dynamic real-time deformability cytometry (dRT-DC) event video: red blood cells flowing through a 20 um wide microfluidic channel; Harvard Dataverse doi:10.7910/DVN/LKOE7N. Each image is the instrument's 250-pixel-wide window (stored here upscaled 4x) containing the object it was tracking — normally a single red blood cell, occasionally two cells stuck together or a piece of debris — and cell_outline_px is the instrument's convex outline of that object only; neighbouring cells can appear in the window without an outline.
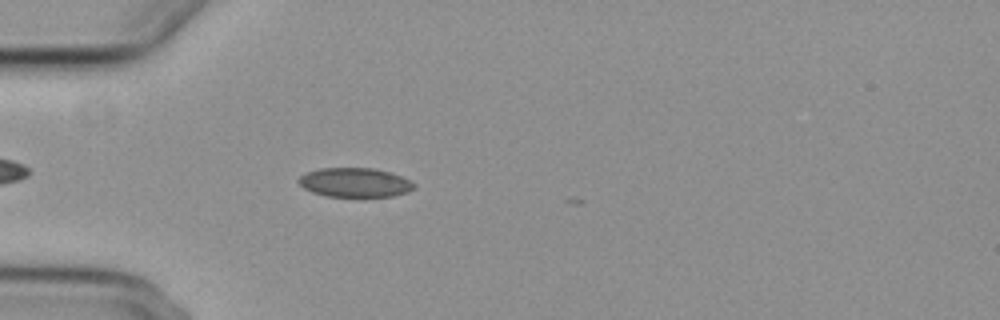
{"species": "common noctule bat (a hibernating species)", "species_latin": "Nyctalus noctula", "temperature_condition": "cold", "stored_images_in_passage": 35, "camera_frame_rate_fps": 3000, "um_per_image_px": 0.085, "animal": {"sex": "female", "body_mass_g": 29.2, "forearm_length_mm": 56.3}, "frame": {"image": 1, "passage_image": 4, "time_ms": 1.0, "image_size_px": [1000, 320], "cell_outline_px": [[416, 188], [408, 192], [392, 196], [328, 196], [312, 192], [304, 188], [296, 180], [300, 176], [308, 172], [320, 168], [372, 168], [392, 172], [416, 184]], "centroid_in_image_um": [30.18, 15.5], "position_along_channel_um": 54.8, "area_um2": 19.59}}
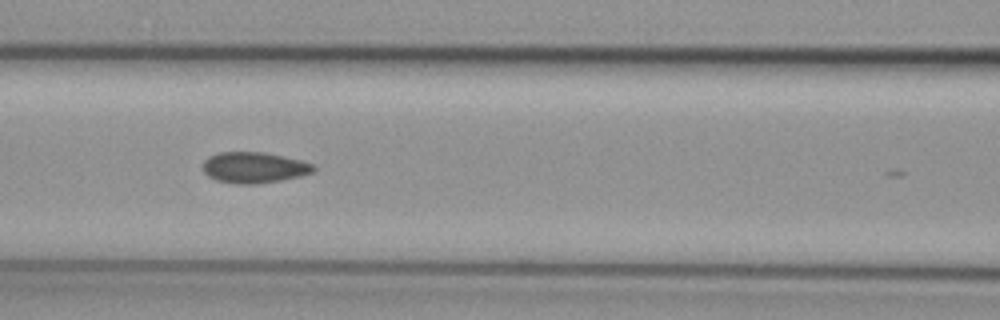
{"frame": {"image": 2, "passage_image": 12, "time_ms": 3.667, "image_size_px": [1000, 320], "cell_outline_px": [[316, 168], [312, 172], [300, 176], [280, 180], [256, 184], [236, 184], [216, 180], [208, 176], [204, 172], [204, 160], [208, 156], [220, 152], [264, 152], [284, 156], [316, 164]], "centroid_in_image_um": [21.61, 14.23], "position_along_channel_um": 145.0, "area_um2": 20.0}}
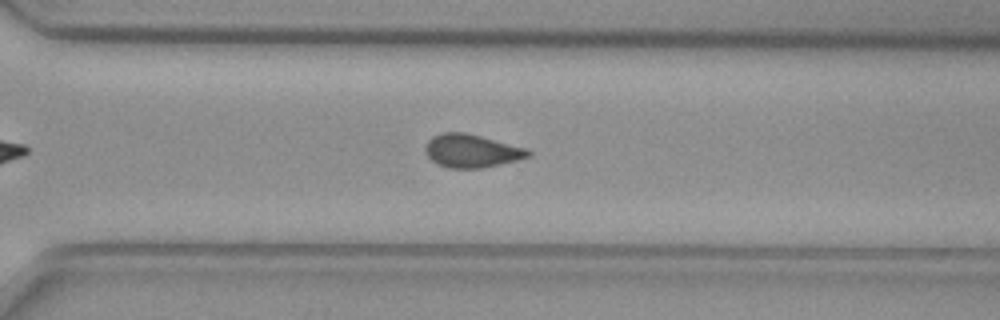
{"frame": {"image": 3, "passage_image": 27, "time_ms": 8.667, "image_size_px": [1000, 320], "cell_outline_px": [[532, 156], [500, 164], [480, 168], [448, 168], [436, 164], [428, 156], [424, 148], [428, 140], [432, 136], [440, 132], [464, 132], [528, 148], [532, 152]], "centroid_in_image_um": [40.08, 12.82], "position_along_channel_um": 330.5, "area_um2": 20.0}, "authors_computed_cell_mechanics": {"area_um2": 19.941, "velocity_mm_per_s": 3.7208, "shape_relaxation_time_tau1_ms": null, "shape_relaxation_time_tau2_ms": 2.921, "deformation_change_tau1": null, "deformation_change_tau2": 0.0712}}